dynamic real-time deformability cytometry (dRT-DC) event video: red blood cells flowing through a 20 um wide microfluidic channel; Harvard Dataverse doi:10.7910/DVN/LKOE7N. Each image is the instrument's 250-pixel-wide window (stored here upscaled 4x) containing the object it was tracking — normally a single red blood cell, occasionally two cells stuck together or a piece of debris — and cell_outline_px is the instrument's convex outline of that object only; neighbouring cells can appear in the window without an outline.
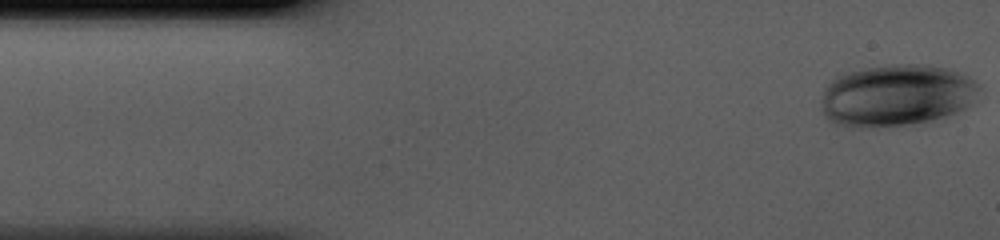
{"species": "human", "species_latin": "Homo sapiens", "temperature_condition": "cold", "stored_images_in_passage": 42, "camera_frame_rate_fps": 3000, "um_per_image_px": 0.085, "donor": {"sex": "male"}, "frame": {"image": 1, "passage_image": 1, "time_ms": 0.0, "image_size_px": [1000, 240], "cell_outline_px": [[980, 88], [968, 104], [964, 108], [956, 112], [932, 120], [908, 124], [876, 128], [856, 128], [836, 124], [828, 120], [820, 112], [820, 108], [824, 84], [836, 72], [888, 64], [928, 64], [948, 68], [968, 76]], "centroid_in_image_um": [76.06, 8.09], "position_along_channel_um": 8.9, "area_um2": 57.97}}
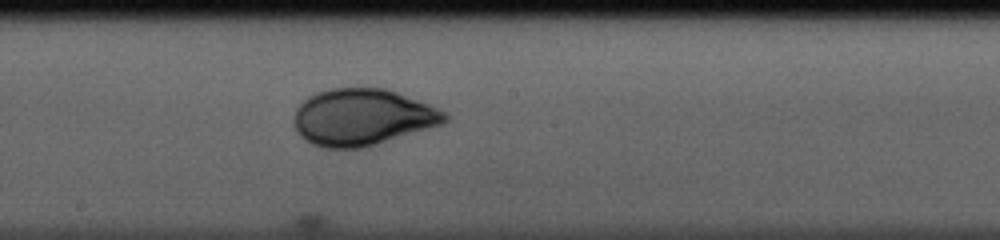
{"frame": {"image": 2, "passage_image": 22, "time_ms": 7.0, "image_size_px": [1000, 240], "cell_outline_px": [[448, 120], [444, 124], [360, 148], [324, 148], [312, 144], [300, 136], [296, 128], [296, 108], [308, 96], [332, 88], [384, 88], [396, 92], [428, 104], [444, 112], [448, 116]], "centroid_in_image_um": [30.81, 9.96], "position_along_channel_um": 217.4, "area_um2": 49.07}}
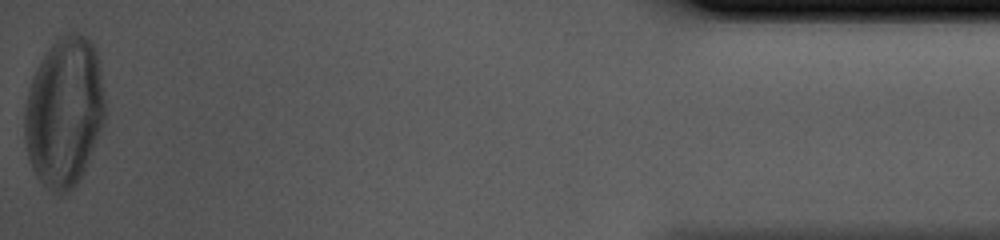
{"frame": {"image": 3, "passage_image": 42, "time_ms": 13.667, "image_size_px": [1000, 240], "cell_outline_px": [[104, 124], [84, 172], [76, 184], [72, 188], [60, 196], [48, 188], [36, 176], [32, 168], [28, 156], [24, 136], [24, 112], [28, 92], [36, 68], [40, 60], [48, 48], [60, 36], [72, 32], [76, 32], [92, 40], [96, 48], [104, 96]], "centroid_in_image_um": [5.47, 9.52], "position_along_channel_um": 429.7, "area_um2": 70.34}}